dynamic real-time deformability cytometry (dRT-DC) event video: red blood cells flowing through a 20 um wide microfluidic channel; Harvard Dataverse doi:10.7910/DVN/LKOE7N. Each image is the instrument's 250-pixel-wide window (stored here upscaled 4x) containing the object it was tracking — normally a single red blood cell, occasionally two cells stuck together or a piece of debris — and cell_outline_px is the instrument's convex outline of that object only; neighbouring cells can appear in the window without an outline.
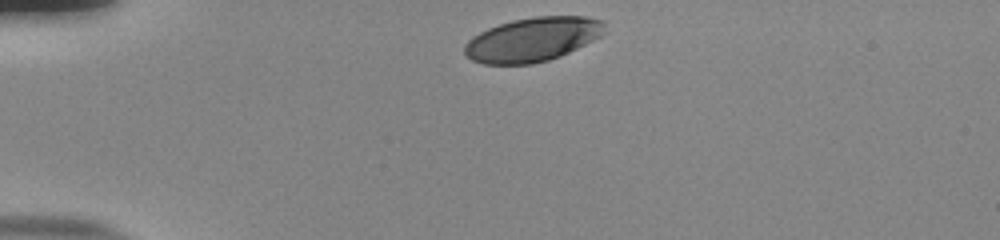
{"species": "human", "species_latin": "Homo sapiens", "temperature_condition": "room temperature", "stored_images_in_passage": 18, "camera_frame_rate_fps": 3000, "um_per_image_px": 0.085, "donor": {"sex": "male"}, "frame": {"image": 1, "passage_image": 1, "time_ms": 0.0, "image_size_px": [1000, 240], "cell_outline_px": [[604, 32], [600, 36], [560, 56], [548, 60], [532, 64], [484, 64], [472, 60], [464, 52], [464, 44], [472, 36], [488, 28], [512, 20], [536, 16], [584, 16], [604, 20]], "centroid_in_image_um": [45.25, 3.35], "position_along_channel_um": 39.8, "area_um2": 35.84}}
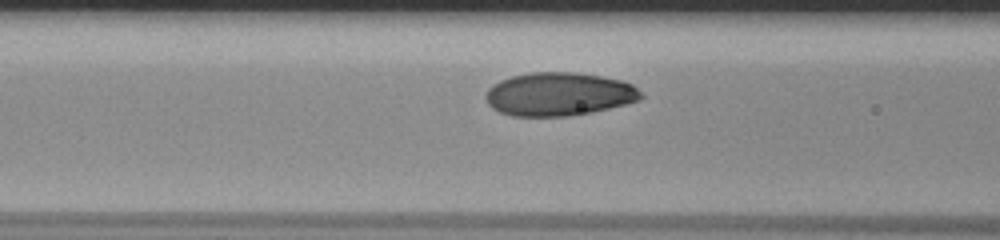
{"frame": {"image": 2, "passage_image": 11, "time_ms": 3.333, "image_size_px": [1000, 240], "cell_outline_px": [[644, 96], [640, 100], [592, 112], [568, 116], [512, 116], [500, 112], [492, 108], [488, 104], [484, 96], [488, 88], [492, 84], [500, 80], [512, 76], [532, 72], [576, 72], [600, 76], [620, 80], [632, 84]], "centroid_in_image_um": [47.47, 8.0], "position_along_channel_um": 119.1, "area_um2": 39.25}}
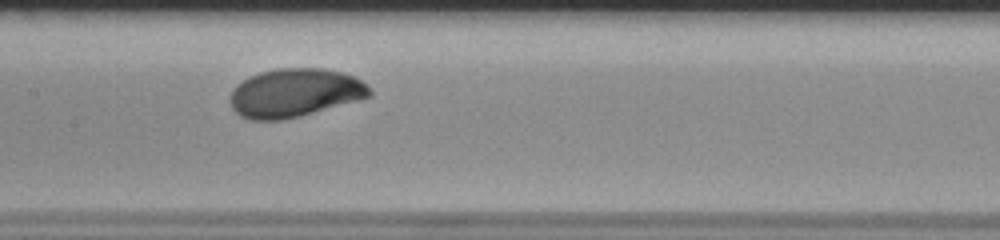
{"frame": {"image": 3, "passage_image": 16, "time_ms": 5.0, "image_size_px": [1000, 240], "cell_outline_px": [[372, 96], [300, 116], [280, 120], [252, 120], [240, 116], [232, 108], [228, 100], [232, 88], [236, 84], [260, 72], [276, 68], [324, 68], [340, 72], [352, 76], [360, 80], [372, 92]], "centroid_in_image_um": [25.0, 7.89], "position_along_channel_um": 182.4, "area_um2": 39.3}}